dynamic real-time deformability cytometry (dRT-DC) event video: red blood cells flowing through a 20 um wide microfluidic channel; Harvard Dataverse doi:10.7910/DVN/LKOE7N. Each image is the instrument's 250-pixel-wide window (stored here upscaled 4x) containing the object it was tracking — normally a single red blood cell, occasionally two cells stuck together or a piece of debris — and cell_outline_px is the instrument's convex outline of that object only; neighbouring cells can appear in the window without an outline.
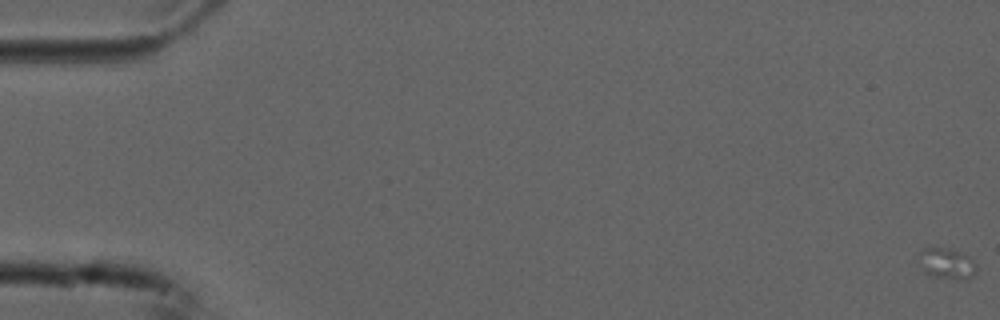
{"species": "common noctule bat (a hibernating species)", "species_latin": "Nyctalus noctula", "temperature_condition": "cold", "stored_images_in_passage": 20, "camera_frame_rate_fps": 3000, "um_per_image_px": 0.085, "animal": {"sex": "male", "forearm_length_mm": 52.5}, "frame": {"image": 1, "passage_image": 1, "time_ms": 0.0, "image_size_px": [1000, 320], "cell_outline_px": [[976, 272], [972, 276], [956, 280], [936, 276], [924, 272], [916, 260], [920, 252], [924, 248], [948, 248], [968, 256], [976, 264]], "centroid_in_image_um": [80.43, 22.39], "position_along_channel_um": 4.6, "area_um2": 10.29}}